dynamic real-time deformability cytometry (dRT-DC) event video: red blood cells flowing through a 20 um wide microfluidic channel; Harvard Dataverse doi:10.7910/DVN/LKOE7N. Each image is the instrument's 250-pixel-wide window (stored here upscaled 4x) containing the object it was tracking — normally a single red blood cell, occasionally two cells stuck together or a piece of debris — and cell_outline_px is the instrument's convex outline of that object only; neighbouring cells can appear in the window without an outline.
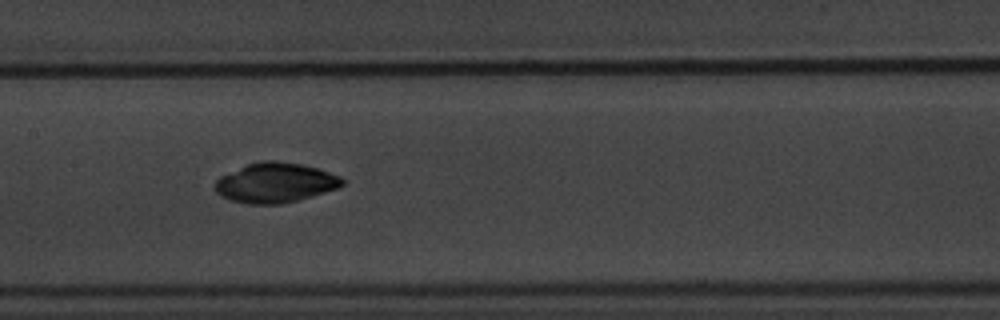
{"species": "common noctule bat (a hibernating species)", "species_latin": "Nyctalus noctula", "temperature_condition": "warm", "stored_images_in_passage": 9, "camera_frame_rate_fps": 3000, "um_per_image_px": 0.085, "animal": {"sex": "male", "body_mass_g": 20.1, "forearm_length_mm": 53.5}, "frame": {"image": 1, "passage_image": 6, "time_ms": 6.0, "image_size_px": [1000, 320], "cell_outline_px": [[344, 184], [336, 188], [312, 196], [280, 204], [248, 204], [232, 200], [220, 196], [216, 192], [212, 184], [220, 176], [248, 164], [260, 160], [276, 160], [300, 164], [316, 168], [340, 176], [344, 180]], "centroid_in_image_um": [23.35, 15.53], "position_along_channel_um": 184.0, "area_um2": 29.42}}